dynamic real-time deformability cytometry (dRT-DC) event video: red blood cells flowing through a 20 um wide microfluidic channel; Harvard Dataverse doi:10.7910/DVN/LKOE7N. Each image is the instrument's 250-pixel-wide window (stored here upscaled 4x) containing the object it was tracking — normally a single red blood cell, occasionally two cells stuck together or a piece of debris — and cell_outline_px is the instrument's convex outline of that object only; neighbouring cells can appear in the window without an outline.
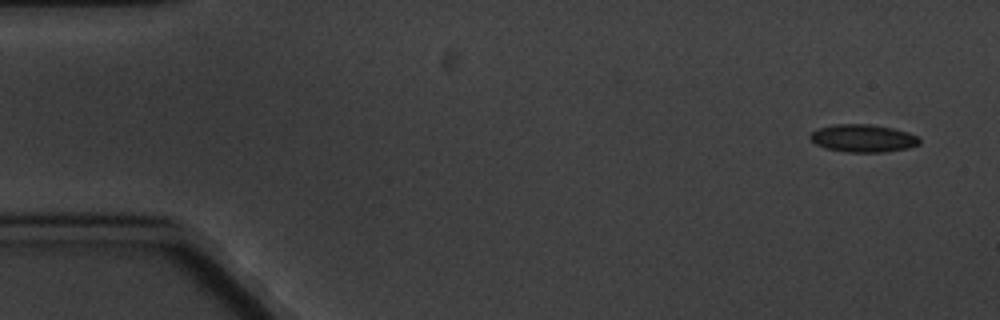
{"species": "common noctule bat (a hibernating species)", "species_latin": "Nyctalus noctula", "temperature_condition": "cold", "stored_images_in_passage": 10, "camera_frame_rate_fps": 3000, "um_per_image_px": 0.085, "animal": {"sex": "male", "body_mass_g": 20.1, "forearm_length_mm": 53.5}, "frame": {"image": 1, "passage_image": 1, "time_ms": 0.0, "image_size_px": [1000, 320], "cell_outline_px": [[920, 144], [908, 148], [884, 152], [848, 152], [824, 148], [816, 144], [808, 136], [816, 128], [832, 124], [872, 124], [892, 128], [908, 132], [916, 136], [920, 140]], "centroid_in_image_um": [73.33, 11.74], "position_along_channel_um": 11.7, "area_um2": 17.74}}
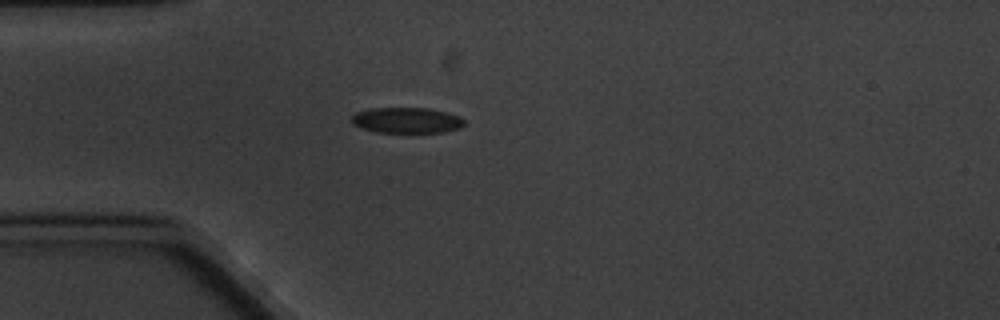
{"frame": {"image": 2, "passage_image": 4, "time_ms": 4.333, "image_size_px": [1000, 320], "cell_outline_px": [[464, 124], [460, 128], [444, 132], [376, 132], [360, 128], [352, 124], [352, 116], [356, 112], [368, 108], [428, 108], [448, 112], [460, 116], [464, 120]], "centroid_in_image_um": [34.56, 10.22], "position_along_channel_um": 50.4, "area_um2": 16.99}}
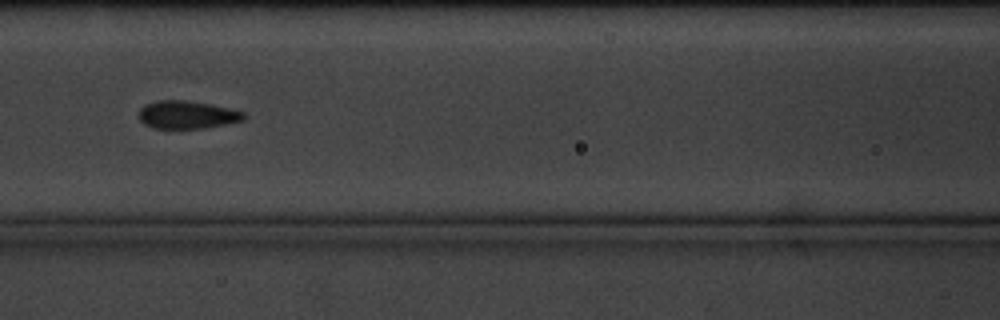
{"frame": {"image": 3, "passage_image": 7, "time_ms": 7.667, "image_size_px": [1000, 320], "cell_outline_px": [[244, 120], [204, 128], [152, 128], [144, 124], [136, 116], [140, 108], [144, 104], [156, 100], [188, 100], [212, 104], [244, 112]], "centroid_in_image_um": [15.83, 9.74], "position_along_channel_um": 150.8, "area_um2": 17.22}}